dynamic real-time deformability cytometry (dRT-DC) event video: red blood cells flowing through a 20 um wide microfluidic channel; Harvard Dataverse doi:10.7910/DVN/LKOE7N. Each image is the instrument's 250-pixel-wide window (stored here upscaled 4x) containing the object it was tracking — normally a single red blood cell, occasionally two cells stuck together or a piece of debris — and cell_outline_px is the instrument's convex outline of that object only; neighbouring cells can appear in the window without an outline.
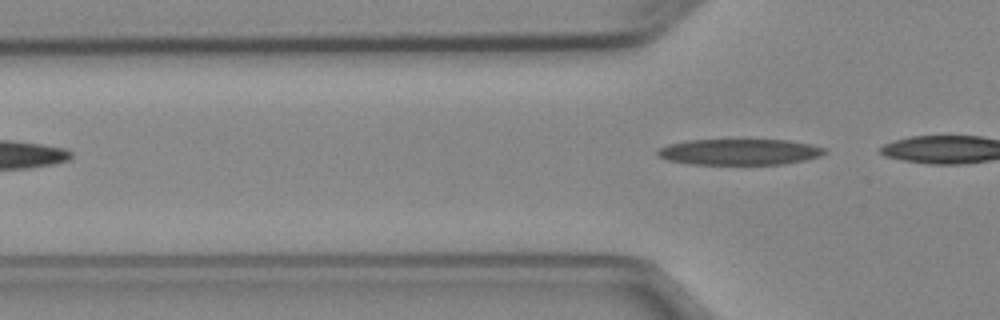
{"species": "Egyptian fruit bat (a non-hibernating species)", "species_latin": "Rousettus aegyptiacus", "temperature_condition": "cold", "stored_images_in_passage": 3, "camera_frame_rate_fps": 3000, "um_per_image_px": 0.085, "animal": {"sex": "female"}, "frame": {"image": 1, "passage_image": 3, "time_ms": 2.333, "image_size_px": [1000, 320], "cell_outline_px": [[828, 152], [820, 156], [804, 160], [784, 164], [688, 164], [668, 160], [660, 156], [656, 152], [660, 148], [668, 144], [688, 140], [788, 140], [812, 144], [824, 148]], "centroid_in_image_um": [62.88, 12.91], "position_along_channel_um": 62.9, "area_um2": 25.26}}